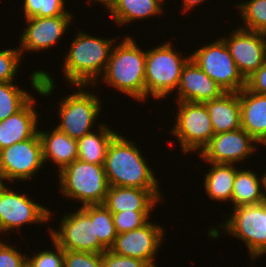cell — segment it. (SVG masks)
<instances>
[{
  "label": "cell",
  "mask_w": 266,
  "mask_h": 267,
  "mask_svg": "<svg viewBox=\"0 0 266 267\" xmlns=\"http://www.w3.org/2000/svg\"><path fill=\"white\" fill-rule=\"evenodd\" d=\"M116 42L101 81L137 102L145 101L146 50L130 35ZM118 43V44H117ZM103 77V78H102ZM107 83V84H106Z\"/></svg>",
  "instance_id": "3957f363"
},
{
  "label": "cell",
  "mask_w": 266,
  "mask_h": 267,
  "mask_svg": "<svg viewBox=\"0 0 266 267\" xmlns=\"http://www.w3.org/2000/svg\"><path fill=\"white\" fill-rule=\"evenodd\" d=\"M230 36L220 37L226 44L238 71L247 80L266 59L265 33L242 29H233ZM227 36V37H226Z\"/></svg>",
  "instance_id": "5bb4252c"
},
{
  "label": "cell",
  "mask_w": 266,
  "mask_h": 267,
  "mask_svg": "<svg viewBox=\"0 0 266 267\" xmlns=\"http://www.w3.org/2000/svg\"><path fill=\"white\" fill-rule=\"evenodd\" d=\"M25 19L32 17H56L72 14L66 10V0H22Z\"/></svg>",
  "instance_id": "f546056e"
},
{
  "label": "cell",
  "mask_w": 266,
  "mask_h": 267,
  "mask_svg": "<svg viewBox=\"0 0 266 267\" xmlns=\"http://www.w3.org/2000/svg\"><path fill=\"white\" fill-rule=\"evenodd\" d=\"M151 221L152 219L140 228L117 234L109 250L117 255L137 258L147 262L151 267H157L155 255L165 240V229Z\"/></svg>",
  "instance_id": "4fadbf2b"
},
{
  "label": "cell",
  "mask_w": 266,
  "mask_h": 267,
  "mask_svg": "<svg viewBox=\"0 0 266 267\" xmlns=\"http://www.w3.org/2000/svg\"><path fill=\"white\" fill-rule=\"evenodd\" d=\"M258 144L266 147V136Z\"/></svg>",
  "instance_id": "60d3db41"
},
{
  "label": "cell",
  "mask_w": 266,
  "mask_h": 267,
  "mask_svg": "<svg viewBox=\"0 0 266 267\" xmlns=\"http://www.w3.org/2000/svg\"><path fill=\"white\" fill-rule=\"evenodd\" d=\"M223 93V89L190 59L182 70L174 98L176 102L204 103L220 97Z\"/></svg>",
  "instance_id": "e0dca14e"
},
{
  "label": "cell",
  "mask_w": 266,
  "mask_h": 267,
  "mask_svg": "<svg viewBox=\"0 0 266 267\" xmlns=\"http://www.w3.org/2000/svg\"><path fill=\"white\" fill-rule=\"evenodd\" d=\"M63 59L64 80L70 85H99V78L110 59L115 38L96 37L78 30Z\"/></svg>",
  "instance_id": "6da1fadb"
},
{
  "label": "cell",
  "mask_w": 266,
  "mask_h": 267,
  "mask_svg": "<svg viewBox=\"0 0 266 267\" xmlns=\"http://www.w3.org/2000/svg\"><path fill=\"white\" fill-rule=\"evenodd\" d=\"M21 60L19 47L0 50V82H14Z\"/></svg>",
  "instance_id": "1f68e13d"
},
{
  "label": "cell",
  "mask_w": 266,
  "mask_h": 267,
  "mask_svg": "<svg viewBox=\"0 0 266 267\" xmlns=\"http://www.w3.org/2000/svg\"><path fill=\"white\" fill-rule=\"evenodd\" d=\"M262 187H263V195L266 201V172L262 175Z\"/></svg>",
  "instance_id": "ab89813d"
},
{
  "label": "cell",
  "mask_w": 266,
  "mask_h": 267,
  "mask_svg": "<svg viewBox=\"0 0 266 267\" xmlns=\"http://www.w3.org/2000/svg\"><path fill=\"white\" fill-rule=\"evenodd\" d=\"M27 256L0 239V267H27Z\"/></svg>",
  "instance_id": "e575fe53"
},
{
  "label": "cell",
  "mask_w": 266,
  "mask_h": 267,
  "mask_svg": "<svg viewBox=\"0 0 266 267\" xmlns=\"http://www.w3.org/2000/svg\"><path fill=\"white\" fill-rule=\"evenodd\" d=\"M59 226L49 227V235L61 248L70 251L102 253L107 249L96 235L95 219L79 207L74 212L64 213Z\"/></svg>",
  "instance_id": "7c38bea8"
},
{
  "label": "cell",
  "mask_w": 266,
  "mask_h": 267,
  "mask_svg": "<svg viewBox=\"0 0 266 267\" xmlns=\"http://www.w3.org/2000/svg\"><path fill=\"white\" fill-rule=\"evenodd\" d=\"M191 59L224 92H240L246 87V80L230 55L225 42L220 38L199 46L191 53Z\"/></svg>",
  "instance_id": "9c48e42d"
},
{
  "label": "cell",
  "mask_w": 266,
  "mask_h": 267,
  "mask_svg": "<svg viewBox=\"0 0 266 267\" xmlns=\"http://www.w3.org/2000/svg\"><path fill=\"white\" fill-rule=\"evenodd\" d=\"M72 14H63L56 17H32L25 19L27 26L20 35L19 50L27 52L46 51L57 43L69 30L73 23Z\"/></svg>",
  "instance_id": "2e32d148"
},
{
  "label": "cell",
  "mask_w": 266,
  "mask_h": 267,
  "mask_svg": "<svg viewBox=\"0 0 266 267\" xmlns=\"http://www.w3.org/2000/svg\"><path fill=\"white\" fill-rule=\"evenodd\" d=\"M14 82H0V121L19 111L32 97Z\"/></svg>",
  "instance_id": "f1b7e54d"
},
{
  "label": "cell",
  "mask_w": 266,
  "mask_h": 267,
  "mask_svg": "<svg viewBox=\"0 0 266 267\" xmlns=\"http://www.w3.org/2000/svg\"><path fill=\"white\" fill-rule=\"evenodd\" d=\"M55 250L46 249L41 252H35L33 255L27 256V267H63L64 265V249L61 248L52 238ZM32 256V257H31Z\"/></svg>",
  "instance_id": "d6a6232c"
},
{
  "label": "cell",
  "mask_w": 266,
  "mask_h": 267,
  "mask_svg": "<svg viewBox=\"0 0 266 267\" xmlns=\"http://www.w3.org/2000/svg\"><path fill=\"white\" fill-rule=\"evenodd\" d=\"M96 126L99 129L77 140L78 159L91 164L104 165L109 145L118 132L107 127L105 123H99Z\"/></svg>",
  "instance_id": "d4e9b609"
},
{
  "label": "cell",
  "mask_w": 266,
  "mask_h": 267,
  "mask_svg": "<svg viewBox=\"0 0 266 267\" xmlns=\"http://www.w3.org/2000/svg\"><path fill=\"white\" fill-rule=\"evenodd\" d=\"M122 135L118 133L112 139L105 158L109 186L160 190L156 174L138 144Z\"/></svg>",
  "instance_id": "7a4b0ae2"
},
{
  "label": "cell",
  "mask_w": 266,
  "mask_h": 267,
  "mask_svg": "<svg viewBox=\"0 0 266 267\" xmlns=\"http://www.w3.org/2000/svg\"><path fill=\"white\" fill-rule=\"evenodd\" d=\"M258 145L253 137L239 128L215 134L198 155L204 162L242 165L249 156L256 153Z\"/></svg>",
  "instance_id": "9a60e30c"
},
{
  "label": "cell",
  "mask_w": 266,
  "mask_h": 267,
  "mask_svg": "<svg viewBox=\"0 0 266 267\" xmlns=\"http://www.w3.org/2000/svg\"><path fill=\"white\" fill-rule=\"evenodd\" d=\"M58 183L66 199L83 206L103 204L109 189L104 165L75 160L58 173Z\"/></svg>",
  "instance_id": "5b68a950"
},
{
  "label": "cell",
  "mask_w": 266,
  "mask_h": 267,
  "mask_svg": "<svg viewBox=\"0 0 266 267\" xmlns=\"http://www.w3.org/2000/svg\"><path fill=\"white\" fill-rule=\"evenodd\" d=\"M102 264L103 267H151L140 259L117 255L110 250L102 252Z\"/></svg>",
  "instance_id": "d590c367"
},
{
  "label": "cell",
  "mask_w": 266,
  "mask_h": 267,
  "mask_svg": "<svg viewBox=\"0 0 266 267\" xmlns=\"http://www.w3.org/2000/svg\"><path fill=\"white\" fill-rule=\"evenodd\" d=\"M63 267H103L102 253L64 250Z\"/></svg>",
  "instance_id": "836d02e7"
},
{
  "label": "cell",
  "mask_w": 266,
  "mask_h": 267,
  "mask_svg": "<svg viewBox=\"0 0 266 267\" xmlns=\"http://www.w3.org/2000/svg\"><path fill=\"white\" fill-rule=\"evenodd\" d=\"M34 96L16 113L0 121V150L32 138L38 132V112Z\"/></svg>",
  "instance_id": "d6986e66"
},
{
  "label": "cell",
  "mask_w": 266,
  "mask_h": 267,
  "mask_svg": "<svg viewBox=\"0 0 266 267\" xmlns=\"http://www.w3.org/2000/svg\"><path fill=\"white\" fill-rule=\"evenodd\" d=\"M235 5L243 24L240 28L266 33V0H246Z\"/></svg>",
  "instance_id": "4316f807"
},
{
  "label": "cell",
  "mask_w": 266,
  "mask_h": 267,
  "mask_svg": "<svg viewBox=\"0 0 266 267\" xmlns=\"http://www.w3.org/2000/svg\"><path fill=\"white\" fill-rule=\"evenodd\" d=\"M214 134L241 128L239 92H224L220 97L204 102Z\"/></svg>",
  "instance_id": "7402d4cb"
},
{
  "label": "cell",
  "mask_w": 266,
  "mask_h": 267,
  "mask_svg": "<svg viewBox=\"0 0 266 267\" xmlns=\"http://www.w3.org/2000/svg\"><path fill=\"white\" fill-rule=\"evenodd\" d=\"M88 2L89 4L92 2H95V4L96 3L103 4L102 6H104L107 9L106 11H110V9L114 6L115 0H89Z\"/></svg>",
  "instance_id": "f35d334b"
},
{
  "label": "cell",
  "mask_w": 266,
  "mask_h": 267,
  "mask_svg": "<svg viewBox=\"0 0 266 267\" xmlns=\"http://www.w3.org/2000/svg\"><path fill=\"white\" fill-rule=\"evenodd\" d=\"M231 213L228 220L215 226L242 240L253 262L266 255V201L235 207Z\"/></svg>",
  "instance_id": "52a82bcc"
},
{
  "label": "cell",
  "mask_w": 266,
  "mask_h": 267,
  "mask_svg": "<svg viewBox=\"0 0 266 267\" xmlns=\"http://www.w3.org/2000/svg\"><path fill=\"white\" fill-rule=\"evenodd\" d=\"M211 168L204 175V192L207 196L219 202L229 203L232 199L233 185L237 173L235 164L210 163Z\"/></svg>",
  "instance_id": "cb8c5ba5"
},
{
  "label": "cell",
  "mask_w": 266,
  "mask_h": 267,
  "mask_svg": "<svg viewBox=\"0 0 266 267\" xmlns=\"http://www.w3.org/2000/svg\"><path fill=\"white\" fill-rule=\"evenodd\" d=\"M177 111L170 133L175 136L184 154L201 151L215 135L204 103L176 102Z\"/></svg>",
  "instance_id": "ba28073f"
},
{
  "label": "cell",
  "mask_w": 266,
  "mask_h": 267,
  "mask_svg": "<svg viewBox=\"0 0 266 267\" xmlns=\"http://www.w3.org/2000/svg\"><path fill=\"white\" fill-rule=\"evenodd\" d=\"M82 208L91 216V219H95L99 242L109 250L117 236L112 213L103 204L87 205Z\"/></svg>",
  "instance_id": "83f0119b"
},
{
  "label": "cell",
  "mask_w": 266,
  "mask_h": 267,
  "mask_svg": "<svg viewBox=\"0 0 266 267\" xmlns=\"http://www.w3.org/2000/svg\"><path fill=\"white\" fill-rule=\"evenodd\" d=\"M246 87L254 93L266 95V59L263 65L246 80Z\"/></svg>",
  "instance_id": "8d00e7d4"
},
{
  "label": "cell",
  "mask_w": 266,
  "mask_h": 267,
  "mask_svg": "<svg viewBox=\"0 0 266 267\" xmlns=\"http://www.w3.org/2000/svg\"><path fill=\"white\" fill-rule=\"evenodd\" d=\"M153 211H122L113 213V223L117 234L129 232L145 225Z\"/></svg>",
  "instance_id": "4dcf8cb0"
},
{
  "label": "cell",
  "mask_w": 266,
  "mask_h": 267,
  "mask_svg": "<svg viewBox=\"0 0 266 267\" xmlns=\"http://www.w3.org/2000/svg\"><path fill=\"white\" fill-rule=\"evenodd\" d=\"M73 87H76L77 91L63 97L58 103L60 121L56 128L70 138L78 140L94 131L92 128L100 118L103 108L100 97L98 98V95L90 90H85L87 85H73Z\"/></svg>",
  "instance_id": "8992f818"
},
{
  "label": "cell",
  "mask_w": 266,
  "mask_h": 267,
  "mask_svg": "<svg viewBox=\"0 0 266 267\" xmlns=\"http://www.w3.org/2000/svg\"><path fill=\"white\" fill-rule=\"evenodd\" d=\"M160 190L109 186L103 205L113 214L122 211H154L165 202Z\"/></svg>",
  "instance_id": "ac0fdd59"
},
{
  "label": "cell",
  "mask_w": 266,
  "mask_h": 267,
  "mask_svg": "<svg viewBox=\"0 0 266 267\" xmlns=\"http://www.w3.org/2000/svg\"><path fill=\"white\" fill-rule=\"evenodd\" d=\"M38 130L42 144L43 159L52 161L57 165L58 173L78 159L77 139L70 138L67 134L58 130L55 126L51 130Z\"/></svg>",
  "instance_id": "ffe728a7"
},
{
  "label": "cell",
  "mask_w": 266,
  "mask_h": 267,
  "mask_svg": "<svg viewBox=\"0 0 266 267\" xmlns=\"http://www.w3.org/2000/svg\"><path fill=\"white\" fill-rule=\"evenodd\" d=\"M6 185L0 184V234L19 231L25 224H45L53 219L55 212L51 208L36 203L27 194H21L14 188L11 190L12 186Z\"/></svg>",
  "instance_id": "30bf717a"
},
{
  "label": "cell",
  "mask_w": 266,
  "mask_h": 267,
  "mask_svg": "<svg viewBox=\"0 0 266 267\" xmlns=\"http://www.w3.org/2000/svg\"><path fill=\"white\" fill-rule=\"evenodd\" d=\"M166 0H115L109 13L114 22L120 26H128L139 20H150L153 16H161ZM161 14V15H160ZM141 19V20H140Z\"/></svg>",
  "instance_id": "603a6c76"
},
{
  "label": "cell",
  "mask_w": 266,
  "mask_h": 267,
  "mask_svg": "<svg viewBox=\"0 0 266 267\" xmlns=\"http://www.w3.org/2000/svg\"><path fill=\"white\" fill-rule=\"evenodd\" d=\"M44 165L42 144L37 132L32 138L0 150V181H9L8 184L18 180L27 182L37 177Z\"/></svg>",
  "instance_id": "8fae6325"
},
{
  "label": "cell",
  "mask_w": 266,
  "mask_h": 267,
  "mask_svg": "<svg viewBox=\"0 0 266 267\" xmlns=\"http://www.w3.org/2000/svg\"><path fill=\"white\" fill-rule=\"evenodd\" d=\"M172 41H166L154 48L146 49L145 69V101L151 96L162 100L176 91L181 74L191 54L184 57L172 46ZM175 49V50H174Z\"/></svg>",
  "instance_id": "277c9868"
},
{
  "label": "cell",
  "mask_w": 266,
  "mask_h": 267,
  "mask_svg": "<svg viewBox=\"0 0 266 267\" xmlns=\"http://www.w3.org/2000/svg\"><path fill=\"white\" fill-rule=\"evenodd\" d=\"M237 169L233 185L231 204L232 209L243 205H255L265 201L262 178L254 170Z\"/></svg>",
  "instance_id": "484cf974"
},
{
  "label": "cell",
  "mask_w": 266,
  "mask_h": 267,
  "mask_svg": "<svg viewBox=\"0 0 266 267\" xmlns=\"http://www.w3.org/2000/svg\"><path fill=\"white\" fill-rule=\"evenodd\" d=\"M205 1L206 0H182V7H181L182 13L186 14L187 13L186 11H188V12L192 11L193 8H195V6L197 7L201 3L203 4V2H205Z\"/></svg>",
  "instance_id": "74e56055"
},
{
  "label": "cell",
  "mask_w": 266,
  "mask_h": 267,
  "mask_svg": "<svg viewBox=\"0 0 266 267\" xmlns=\"http://www.w3.org/2000/svg\"><path fill=\"white\" fill-rule=\"evenodd\" d=\"M239 98L241 128L259 143L266 136V95L245 87L239 92Z\"/></svg>",
  "instance_id": "44dd1931"
}]
</instances>
